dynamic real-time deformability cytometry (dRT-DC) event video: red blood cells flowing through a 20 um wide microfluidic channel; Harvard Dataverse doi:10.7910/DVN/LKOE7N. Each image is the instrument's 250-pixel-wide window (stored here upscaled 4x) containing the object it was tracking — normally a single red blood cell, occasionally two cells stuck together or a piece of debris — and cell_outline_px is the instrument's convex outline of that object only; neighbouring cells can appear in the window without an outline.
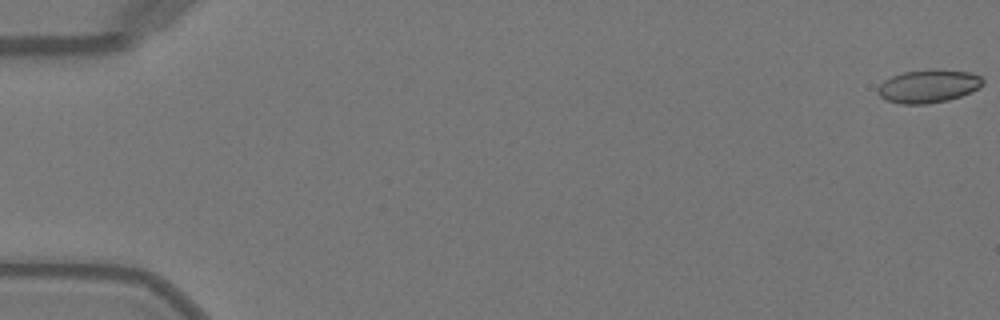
{"species": "Egyptian fruit bat (a non-hibernating species)", "species_latin": "Rousettus aegyptiacus", "temperature_condition": "warm", "stored_images_in_passage": 15, "camera_frame_rate_fps": 3000, "um_per_image_px": 0.085, "animal": {"sex": "female"}, "frame": {"image": 1, "passage_image": 1, "time_ms": 0.0, "image_size_px": [1000, 320], "cell_outline_px": [[984, 84], [980, 88], [972, 92], [948, 100], [928, 104], [900, 104], [888, 100], [880, 96], [876, 88], [884, 80], [892, 76], [904, 72], [936, 68], [968, 72], [980, 76], [984, 80]], "centroid_in_image_um": [78.94, 7.32], "position_along_channel_um": 6.1, "area_um2": 20.46}}
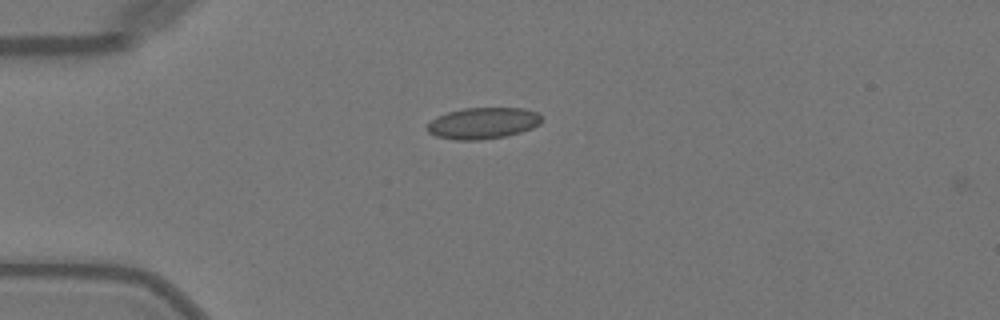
{"frame": {"image": 2, "passage_image": 14, "time_ms": 4.333, "image_size_px": [1000, 320], "cell_outline_px": [[540, 124], [532, 128], [508, 136], [480, 140], [456, 140], [436, 136], [428, 132], [424, 128], [436, 116], [448, 112], [464, 108], [524, 108], [536, 112], [540, 116]], "centroid_in_image_um": [41.02, 10.48], "position_along_channel_um": 44.0, "area_um2": 20.98}}